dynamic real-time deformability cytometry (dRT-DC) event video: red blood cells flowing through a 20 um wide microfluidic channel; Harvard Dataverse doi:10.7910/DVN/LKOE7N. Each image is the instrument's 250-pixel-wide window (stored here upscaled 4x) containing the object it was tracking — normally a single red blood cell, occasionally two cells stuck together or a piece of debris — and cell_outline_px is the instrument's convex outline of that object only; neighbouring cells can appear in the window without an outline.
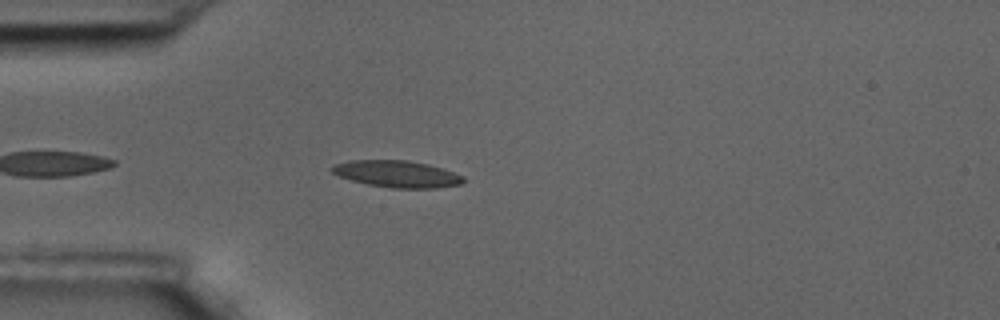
{"species": "common noctule bat (a hibernating species)", "species_latin": "Nyctalus noctula", "temperature_condition": "room temperature", "stored_images_in_passage": 28, "camera_frame_rate_fps": 3000, "um_per_image_px": 0.085, "animal": {"sex": "male", "body_mass_g": 17.5, "forearm_length_mm": 52.3}, "frame": {"image": 1, "passage_image": 5, "time_ms": 1.333, "image_size_px": [1000, 320], "cell_outline_px": [[464, 180], [460, 184], [436, 188], [392, 188], [368, 184], [352, 180], [340, 176], [332, 172], [328, 168], [336, 164], [348, 160], [408, 160], [428, 164], [444, 168], [464, 176]], "centroid_in_image_um": [33.75, 14.78], "position_along_channel_um": 51.2, "area_um2": 20.52}}
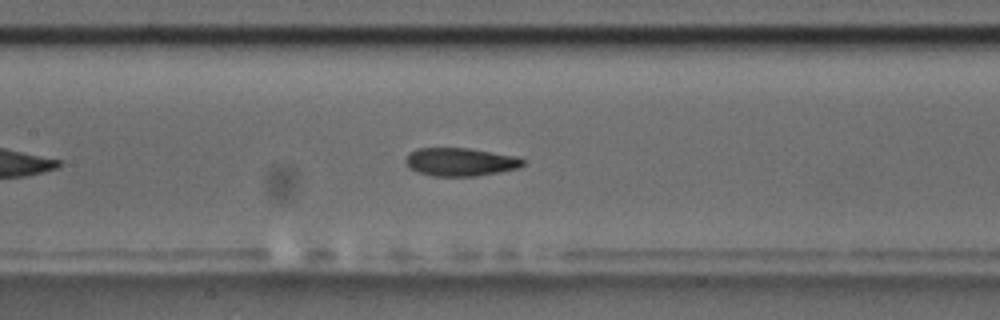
{"frame": {"image": 2, "passage_image": 16, "time_ms": 5.0, "image_size_px": [1000, 320], "cell_outline_px": [[524, 164], [520, 168], [476, 176], [432, 176], [408, 168], [404, 160], [408, 152], [416, 148], [468, 148], [516, 156], [524, 160]], "centroid_in_image_um": [39.09, 13.76], "position_along_channel_um": 168.3, "area_um2": 19.36}}
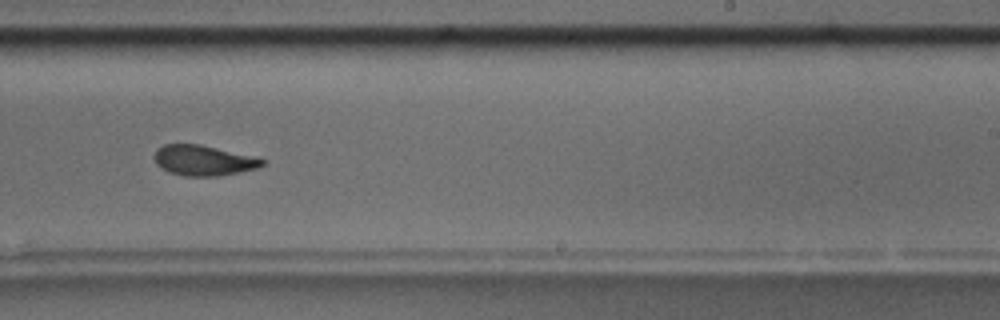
{"frame": {"image": 3, "passage_image": 25, "time_ms": 8.0, "image_size_px": [1000, 320], "cell_outline_px": [[264, 164], [256, 168], [240, 172], [216, 176], [184, 176], [168, 172], [156, 164], [156, 148], [164, 144], [200, 144], [256, 156], [264, 160]], "centroid_in_image_um": [17.31, 13.63], "position_along_channel_um": 271.7, "area_um2": 19.07}}